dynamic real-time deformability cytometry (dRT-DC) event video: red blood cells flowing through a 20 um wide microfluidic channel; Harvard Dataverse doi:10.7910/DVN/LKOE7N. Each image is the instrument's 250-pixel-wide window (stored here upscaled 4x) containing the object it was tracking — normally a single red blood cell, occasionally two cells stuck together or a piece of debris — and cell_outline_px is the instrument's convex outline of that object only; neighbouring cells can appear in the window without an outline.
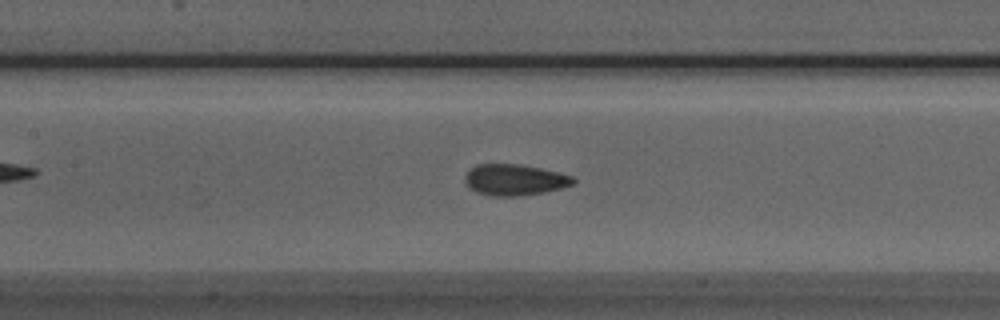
{"species": "Egyptian fruit bat (a non-hibernating species)", "species_latin": "Rousettus aegyptiacus", "temperature_condition": "room temperature", "stored_images_in_passage": 50, "camera_frame_rate_fps": 3000, "um_per_image_px": 0.085, "animal": {"sex": "male"}, "frame": {"image": 1, "passage_image": 22, "time_ms": 7.0, "image_size_px": [1000, 320], "cell_outline_px": [[576, 184], [544, 192], [520, 196], [492, 196], [476, 192], [468, 188], [464, 180], [464, 176], [476, 164], [520, 164], [540, 168], [572, 176], [576, 180]], "centroid_in_image_um": [43.73, 15.29], "position_along_channel_um": 163.7, "area_um2": 19.71}}
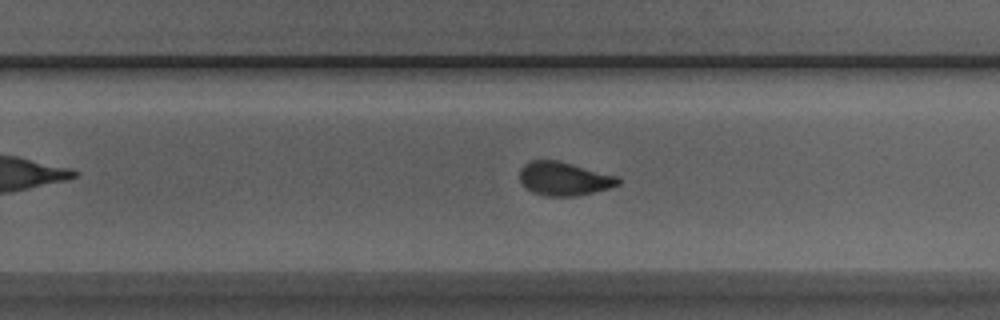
{"frame": {"image": 2, "passage_image": 31, "time_ms": 10.0, "image_size_px": [1000, 320], "cell_outline_px": [[620, 184], [608, 188], [580, 196], [544, 196], [532, 192], [520, 180], [520, 168], [524, 164], [532, 160], [556, 160], [572, 164], [616, 176], [620, 180]], "centroid_in_image_um": [47.93, 15.2], "position_along_channel_um": 281.9, "area_um2": 19.07}}
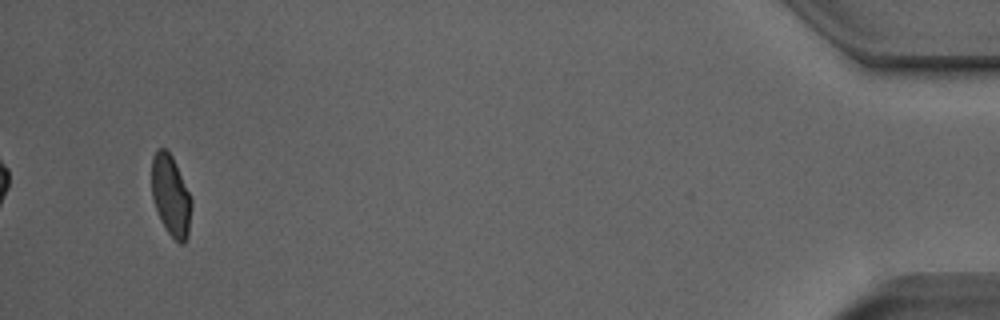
{"frame": {"image": 3, "passage_image": 48, "time_ms": 15.667, "image_size_px": [1000, 320], "cell_outline_px": [[192, 204], [188, 236], [184, 244], [180, 244], [168, 232], [160, 220], [152, 196], [152, 156], [156, 148], [164, 148], [172, 156], [192, 200]], "centroid_in_image_um": [14.52, 16.63], "position_along_channel_um": 420.7, "area_um2": 18.61}, "authors_computed_cell_mechanics": {"area_um2": 19.7387, "velocity_mm_per_s": 3.9573, "shape_relaxation_time_tau1_ms": 3.296, "shape_relaxation_time_tau2_ms": 1.5064, "deformation_change_tau1": 0.1168, "deformation_change_tau2": 0.0623}}